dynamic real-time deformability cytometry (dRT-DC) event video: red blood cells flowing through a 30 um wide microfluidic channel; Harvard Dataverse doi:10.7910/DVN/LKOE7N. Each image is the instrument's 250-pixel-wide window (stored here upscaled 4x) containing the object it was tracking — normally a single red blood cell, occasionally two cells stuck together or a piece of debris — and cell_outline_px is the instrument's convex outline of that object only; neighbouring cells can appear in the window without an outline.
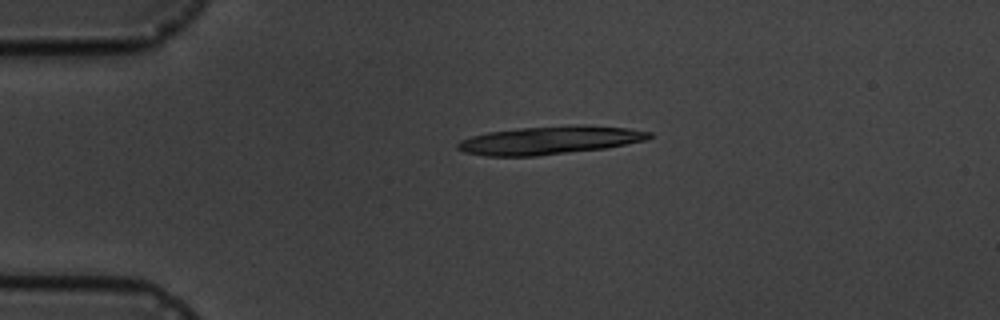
{"species": "common noctule bat (a hibernating species)", "species_latin": "Nyctalus noctula", "temperature_condition": "cold", "stored_images_in_passage": 2, "camera_frame_rate_fps": 3000, "um_per_image_px": 0.085, "animal": {"sex": "male", "body_mass_g": 19.5, "forearm_length_mm": 54.6}, "frame": {"image": 1, "passage_image": 1, "time_ms": 0.0, "image_size_px": [1000, 320], "cell_outline_px": [[656, 136], [648, 140], [604, 148], [536, 156], [484, 156], [464, 152], [456, 148], [456, 144], [460, 140], [472, 136], [488, 132], [520, 128], [568, 124], [628, 128], [652, 132]], "centroid_in_image_um": [46.74, 11.91], "position_along_channel_um": 38.3, "area_um2": 31.62}}